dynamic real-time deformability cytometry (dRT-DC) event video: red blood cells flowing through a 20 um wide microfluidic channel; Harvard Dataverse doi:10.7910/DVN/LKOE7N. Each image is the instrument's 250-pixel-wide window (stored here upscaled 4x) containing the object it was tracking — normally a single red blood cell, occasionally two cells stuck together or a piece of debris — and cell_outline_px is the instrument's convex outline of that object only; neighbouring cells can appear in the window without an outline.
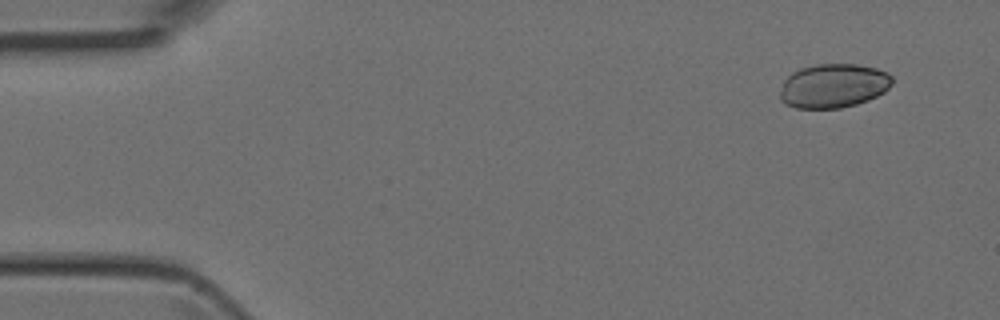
{"species": "Egyptian fruit bat (a non-hibernating species)", "species_latin": "Rousettus aegyptiacus", "temperature_condition": "room temperature", "stored_images_in_passage": 3, "camera_frame_rate_fps": 3000, "um_per_image_px": 0.085, "animal": {"sex": "female"}, "frame": {"image": 1, "passage_image": 1, "time_ms": 0.0, "image_size_px": [1000, 320], "cell_outline_px": [[892, 84], [884, 92], [868, 100], [856, 104], [840, 108], [796, 108], [784, 104], [780, 100], [780, 92], [784, 80], [792, 72], [800, 68], [816, 64], [856, 64], [876, 68], [888, 72], [892, 76]], "centroid_in_image_um": [70.83, 7.29], "position_along_channel_um": 14.2, "area_um2": 28.96}}